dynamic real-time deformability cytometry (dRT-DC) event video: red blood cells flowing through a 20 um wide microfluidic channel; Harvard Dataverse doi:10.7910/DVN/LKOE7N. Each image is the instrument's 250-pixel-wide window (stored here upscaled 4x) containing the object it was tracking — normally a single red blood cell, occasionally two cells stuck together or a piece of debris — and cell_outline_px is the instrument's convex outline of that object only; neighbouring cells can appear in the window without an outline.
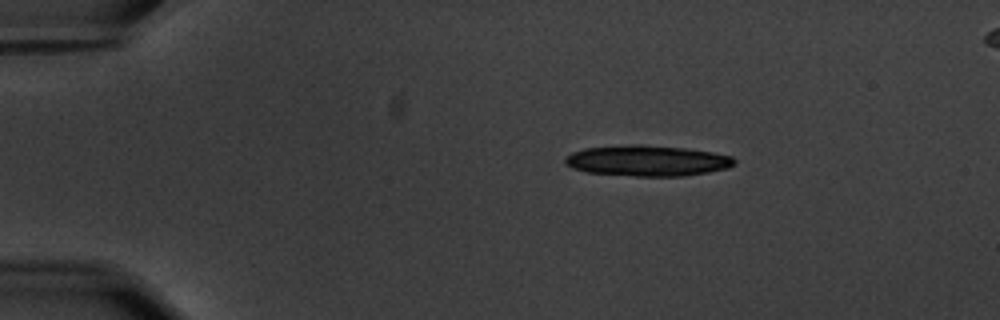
{"species": "common noctule bat (a hibernating species)", "species_latin": "Nyctalus noctula", "temperature_condition": "warm", "stored_images_in_passage": 18, "camera_frame_rate_fps": 3000, "um_per_image_px": 0.085, "animal": {"sex": "male", "body_mass_g": 20.1, "forearm_length_mm": 53.5}, "frame": {"image": 1, "passage_image": 6, "time_ms": 1.667, "image_size_px": [1000, 320], "cell_outline_px": [[736, 164], [728, 168], [708, 172], [684, 176], [636, 176], [588, 172], [572, 168], [564, 164], [564, 160], [572, 152], [584, 148], [632, 144], [640, 144], [688, 148], [712, 152], [732, 156], [736, 160]], "centroid_in_image_um": [55.04, 13.65], "position_along_channel_um": 30.0, "area_um2": 30.52}}